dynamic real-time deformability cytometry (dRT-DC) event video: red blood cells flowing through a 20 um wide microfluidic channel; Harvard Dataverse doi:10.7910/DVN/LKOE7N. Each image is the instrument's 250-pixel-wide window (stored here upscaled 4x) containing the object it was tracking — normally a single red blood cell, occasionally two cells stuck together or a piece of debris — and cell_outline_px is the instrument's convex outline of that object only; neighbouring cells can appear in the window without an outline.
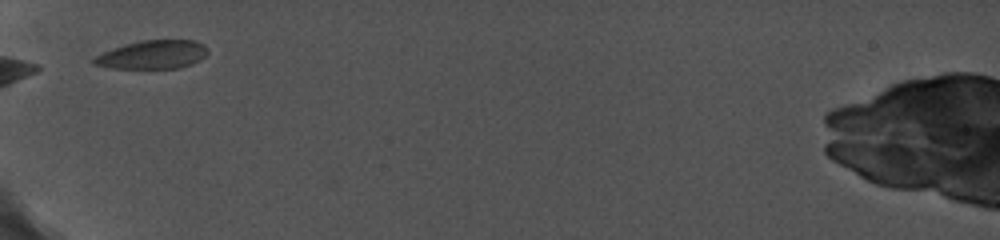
{"species": "common noctule bat (a hibernating species)", "species_latin": "Nyctalus noctula", "temperature_condition": "cold", "stored_images_in_passage": 29, "camera_frame_rate_fps": 5000, "um_per_image_px": 0.085, "animal": {"sex": "female", "body_mass_g": 19.0, "forearm_length_mm": 56.7}, "frame": {"image": 1, "passage_image": 1, "time_ms": 0.0, "image_size_px": [1000, 240], "cell_outline_px": [[208, 52], [200, 60], [192, 64], [180, 68], [112, 68], [92, 64], [92, 60], [96, 56], [112, 48], [124, 44], [140, 40], [192, 40], [204, 44], [208, 48]], "centroid_in_image_um": [12.98, 4.64], "position_along_channel_um": 72.0, "area_um2": 18.96}}
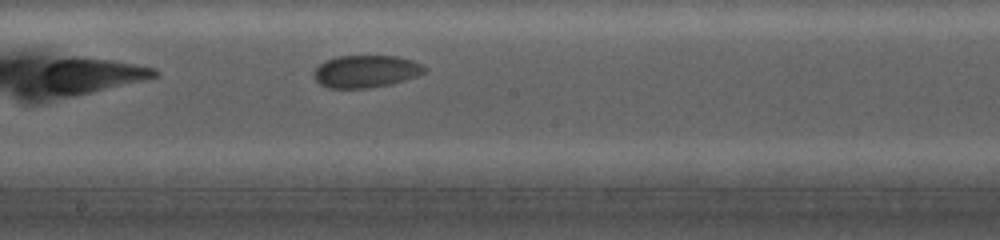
{"frame": {"image": 2, "passage_image": 14, "time_ms": 4.2, "image_size_px": [1000, 240], "cell_outline_px": [[428, 68], [424, 72], [416, 76], [392, 84], [368, 88], [328, 88], [320, 84], [312, 76], [316, 68], [324, 60], [336, 56], [396, 56], [412, 60]], "centroid_in_image_um": [31.07, 6.07], "position_along_channel_um": 217.1, "area_um2": 20.92}}
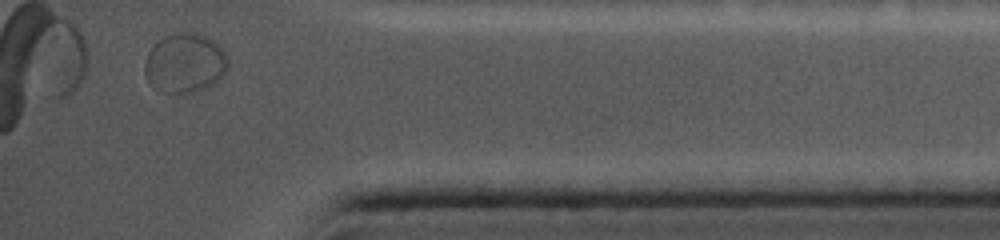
{"frame": {"image": 3, "passage_image": 28, "time_ms": 10.0, "image_size_px": [1000, 240], "cell_outline_px": [[228, 68], [212, 84], [192, 92], [160, 92], [148, 80], [144, 72], [144, 64], [148, 52], [164, 36], [176, 32], [192, 32], [204, 36], [212, 40], [224, 52], [228, 60]], "centroid_in_image_um": [15.69, 5.34], "position_along_channel_um": 419.5, "area_um2": 28.26}}